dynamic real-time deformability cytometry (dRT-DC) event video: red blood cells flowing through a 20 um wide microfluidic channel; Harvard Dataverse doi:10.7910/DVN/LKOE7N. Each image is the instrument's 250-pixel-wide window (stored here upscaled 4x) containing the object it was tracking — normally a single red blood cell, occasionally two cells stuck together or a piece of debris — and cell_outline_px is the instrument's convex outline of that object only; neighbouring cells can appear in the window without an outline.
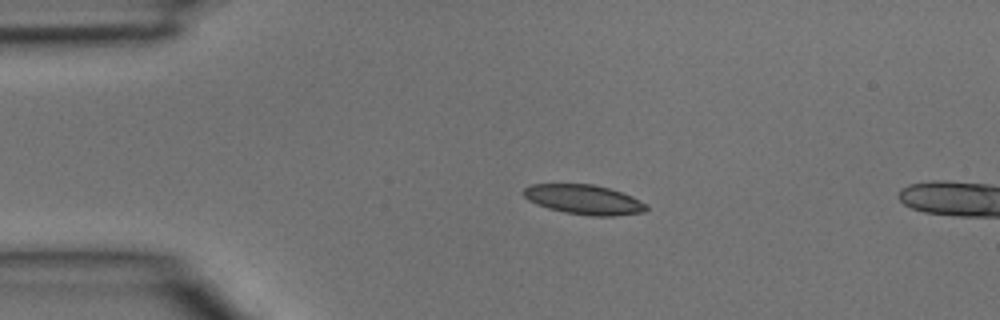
{"species": "common noctule bat (a hibernating species)", "species_latin": "Nyctalus noctula", "temperature_condition": "room temperature", "stored_images_in_passage": 2, "camera_frame_rate_fps": 3000, "um_per_image_px": 0.085, "animal": {"sex": "male", "body_mass_g": 15.6}, "frame": {"image": 1, "passage_image": 1, "time_ms": 0.0, "image_size_px": [1000, 320], "cell_outline_px": [[648, 208], [644, 212], [616, 216], [592, 216], [564, 212], [548, 208], [536, 204], [528, 200], [520, 192], [528, 184], [592, 184], [608, 188], [632, 196], [648, 204]], "centroid_in_image_um": [49.62, 16.96], "position_along_channel_um": 35.4, "area_um2": 21.39}}